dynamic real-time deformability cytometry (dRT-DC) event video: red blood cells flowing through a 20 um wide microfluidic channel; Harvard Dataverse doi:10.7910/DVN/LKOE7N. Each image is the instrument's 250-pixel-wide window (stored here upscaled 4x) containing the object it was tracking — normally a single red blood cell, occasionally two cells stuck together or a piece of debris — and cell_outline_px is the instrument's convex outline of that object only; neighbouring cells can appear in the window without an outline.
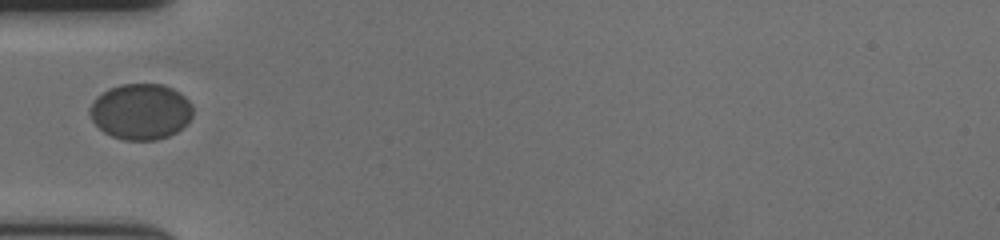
{"species": "human", "species_latin": "Homo sapiens", "temperature_condition": "cold", "stored_images_in_passage": 39, "camera_frame_rate_fps": 3000, "um_per_image_px": 0.085, "donor": {"sex": "female"}, "frame": {"image": 1, "passage_image": 1, "time_ms": 0.0, "image_size_px": [1000, 240], "cell_outline_px": [[192, 116], [176, 132], [168, 136], [156, 140], [124, 140], [112, 136], [104, 132], [92, 120], [88, 112], [88, 108], [92, 100], [96, 96], [108, 88], [120, 84], [164, 84], [180, 92], [192, 104]], "centroid_in_image_um": [11.92, 9.47], "position_along_channel_um": 73.1, "area_um2": 33.76}}
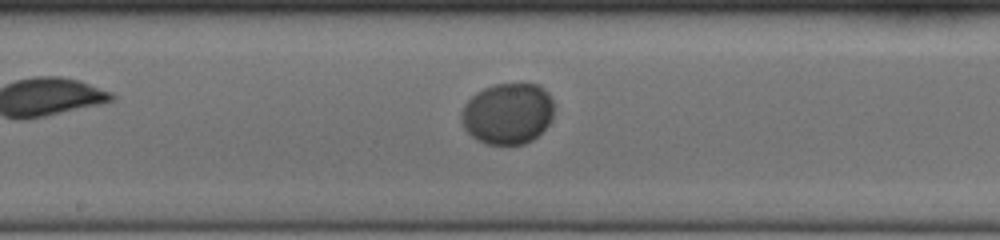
{"frame": {"image": 2, "passage_image": 12, "time_ms": 3.667, "image_size_px": [1000, 240], "cell_outline_px": [[552, 116], [548, 124], [532, 140], [524, 144], [488, 144], [476, 140], [464, 128], [460, 120], [460, 112], [464, 104], [476, 92], [484, 88], [496, 84], [540, 84], [548, 92], [552, 100]], "centroid_in_image_um": [43.12, 9.65], "position_along_channel_um": 205.1, "area_um2": 33.06}}
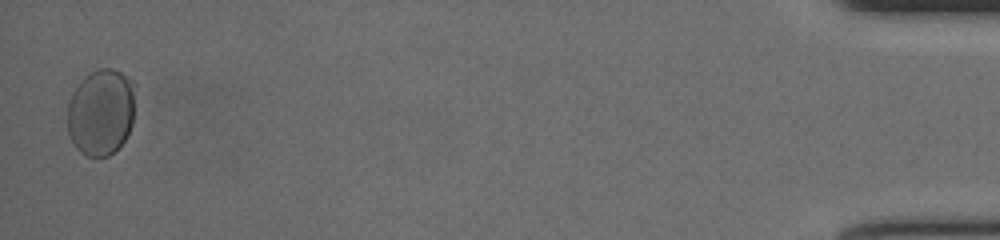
{"frame": {"image": 3, "passage_image": 38, "time_ms": 12.333, "image_size_px": [1000, 240], "cell_outline_px": [[136, 84], [132, 124], [124, 140], [108, 156], [96, 160], [80, 152], [76, 148], [68, 132], [68, 104], [72, 92], [84, 76], [100, 68], [112, 68], [128, 76]], "centroid_in_image_um": [8.6, 9.53], "position_along_channel_um": 426.6, "area_um2": 34.62}}